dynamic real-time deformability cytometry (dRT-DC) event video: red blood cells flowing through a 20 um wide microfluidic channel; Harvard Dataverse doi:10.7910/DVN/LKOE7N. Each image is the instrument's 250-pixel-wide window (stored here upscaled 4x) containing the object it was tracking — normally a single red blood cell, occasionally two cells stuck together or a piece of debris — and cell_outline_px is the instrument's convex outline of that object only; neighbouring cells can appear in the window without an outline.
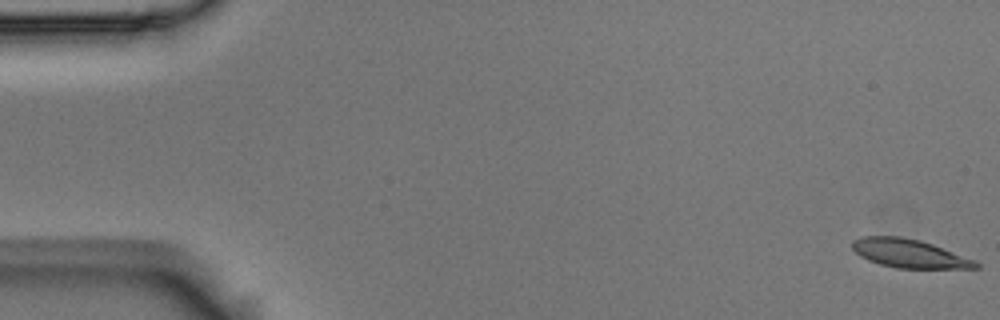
{"species": "Egyptian fruit bat (a non-hibernating species)", "species_latin": "Rousettus aegyptiacus", "temperature_condition": "room temperature", "stored_images_in_passage": 57, "camera_frame_rate_fps": 3000, "um_per_image_px": 0.085, "animal": {"sex": "male"}, "frame": {"image": 1, "passage_image": 1, "time_ms": 0.0, "image_size_px": [1000, 320], "cell_outline_px": [[980, 268], [896, 268], [880, 264], [868, 260], [860, 256], [852, 248], [852, 240], [864, 236], [900, 236], [920, 240], [932, 244], [976, 260], [980, 264]], "centroid_in_image_um": [77.29, 21.54], "position_along_channel_um": 7.7, "area_um2": 20.52}}
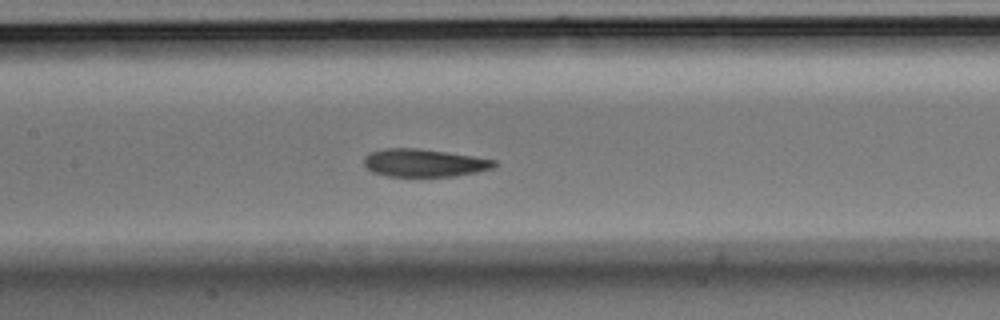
{"frame": {"image": 2, "passage_image": 27, "time_ms": 8.667, "image_size_px": [1000, 320], "cell_outline_px": [[500, 164], [496, 168], [456, 176], [388, 176], [372, 172], [364, 164], [364, 156], [368, 152], [384, 148], [420, 148], [476, 156], [496, 160]], "centroid_in_image_um": [36.1, 13.83], "position_along_channel_um": 171.3, "area_um2": 21.5}}
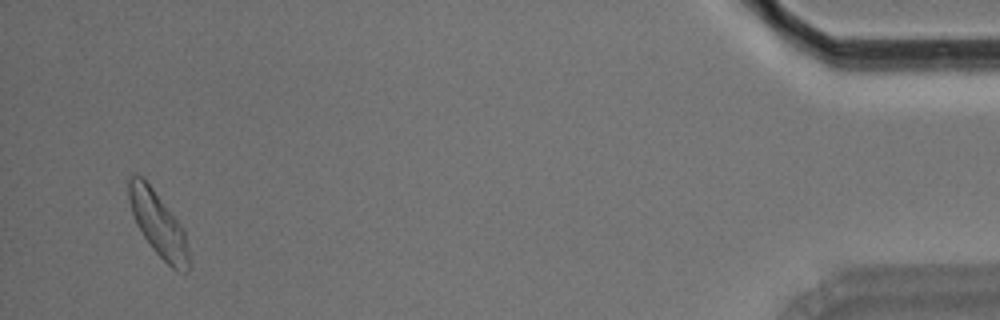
{"frame": {"image": 3, "passage_image": 55, "time_ms": 18.0, "image_size_px": [1000, 320], "cell_outline_px": [[192, 268], [188, 272], [176, 272], [152, 248], [136, 224], [128, 200], [128, 180], [132, 172], [136, 172], [152, 188], [184, 228]], "centroid_in_image_um": [13.48, 19.09], "position_along_channel_um": 421.7, "area_um2": 22.72}, "authors_computed_cell_mechanics": {"area_um2": 21.4438, "velocity_mm_per_s": 3.5411, "shape_relaxation_time_tau1_ms": 6.9156, "shape_relaxation_time_tau2_ms": 1.4923, "deformation_change_tau1": 0.1594, "deformation_change_tau2": 0.0721}}